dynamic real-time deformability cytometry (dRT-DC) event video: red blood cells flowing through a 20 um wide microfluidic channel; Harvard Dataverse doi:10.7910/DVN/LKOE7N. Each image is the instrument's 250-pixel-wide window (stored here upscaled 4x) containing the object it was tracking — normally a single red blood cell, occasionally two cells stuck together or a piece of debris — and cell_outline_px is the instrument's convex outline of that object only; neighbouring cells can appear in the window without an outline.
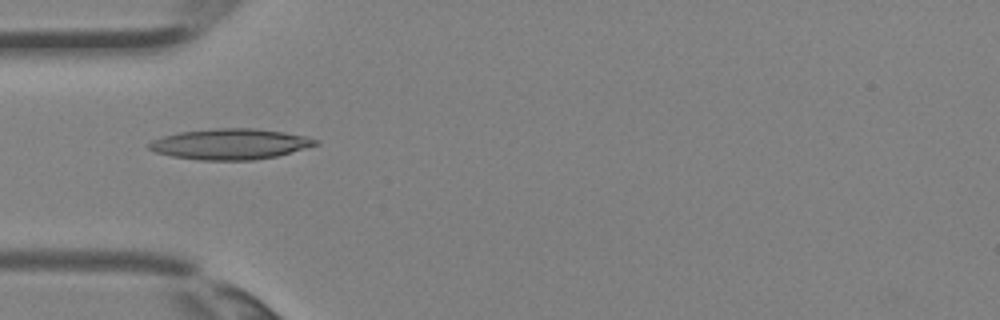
{"species": "Egyptian fruit bat (a non-hibernating species)", "species_latin": "Rousettus aegyptiacus", "temperature_condition": "room temperature", "stored_images_in_passage": 4, "camera_frame_rate_fps": 3000, "um_per_image_px": 0.085, "animal": {"sex": "female"}, "frame": {"image": 1, "passage_image": 4, "time_ms": 1.0, "image_size_px": [1000, 320], "cell_outline_px": [[320, 144], [276, 156], [252, 160], [200, 160], [172, 156], [156, 152], [148, 148], [148, 144], [152, 140], [164, 136], [180, 132], [216, 128], [252, 128], [284, 132], [304, 136], [320, 140]], "centroid_in_image_um": [19.58, 12.24], "position_along_channel_um": 65.4, "area_um2": 29.59}}